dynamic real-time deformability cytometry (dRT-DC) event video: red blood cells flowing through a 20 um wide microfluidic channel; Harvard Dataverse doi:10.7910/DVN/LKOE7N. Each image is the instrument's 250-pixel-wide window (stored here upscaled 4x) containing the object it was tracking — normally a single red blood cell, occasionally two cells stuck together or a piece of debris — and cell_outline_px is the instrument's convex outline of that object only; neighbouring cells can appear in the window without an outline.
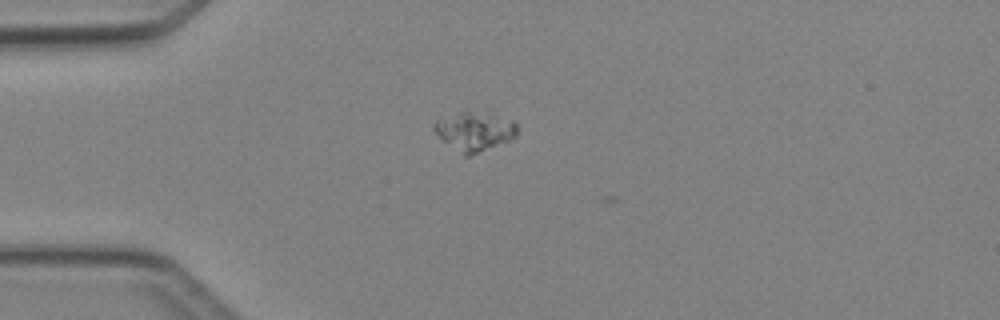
{"species": "Egyptian fruit bat (a non-hibernating species)", "species_latin": "Rousettus aegyptiacus", "temperature_condition": "cold", "stored_images_in_passage": 2, "camera_frame_rate_fps": 3000, "um_per_image_px": 0.085, "animal": {"sex": "female"}, "frame": {"image": 1, "passage_image": 1, "time_ms": 0.0, "image_size_px": [1000, 320], "cell_outline_px": [[516, 136], [508, 140], [468, 156], [464, 156], [444, 140], [432, 128], [432, 124], [436, 120], [460, 112], [488, 108], [492, 108], [512, 120], [516, 124]], "centroid_in_image_um": [40.39, 11.06], "position_along_channel_um": 44.6, "area_um2": 19.25}}